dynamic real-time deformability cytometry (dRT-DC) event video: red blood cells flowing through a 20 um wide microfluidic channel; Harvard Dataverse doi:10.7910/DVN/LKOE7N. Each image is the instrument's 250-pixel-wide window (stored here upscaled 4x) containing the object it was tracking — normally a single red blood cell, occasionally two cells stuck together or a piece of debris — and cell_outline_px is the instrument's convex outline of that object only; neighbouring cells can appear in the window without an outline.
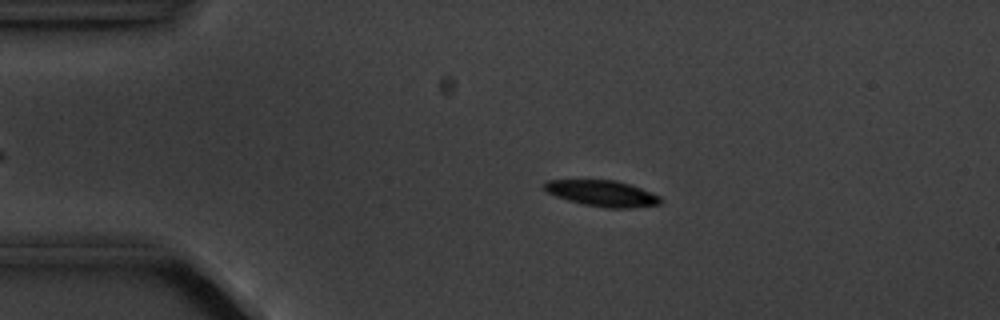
{"species": "common noctule bat (a hibernating species)", "species_latin": "Nyctalus noctula", "temperature_condition": "cold", "stored_images_in_passage": 4, "camera_frame_rate_fps": 3000, "um_per_image_px": 0.085, "animal": {"sex": "male", "body_mass_g": 20.1, "forearm_length_mm": 53.5}, "frame": {"image": 1, "passage_image": 3, "time_ms": 2.333, "image_size_px": [1000, 320], "cell_outline_px": [[664, 200], [660, 204], [632, 208], [604, 208], [584, 204], [568, 200], [556, 196], [548, 192], [544, 188], [544, 184], [548, 180], [616, 180], [640, 188], [660, 196]], "centroid_in_image_um": [51.22, 16.44], "position_along_channel_um": 33.8, "area_um2": 17.51}}